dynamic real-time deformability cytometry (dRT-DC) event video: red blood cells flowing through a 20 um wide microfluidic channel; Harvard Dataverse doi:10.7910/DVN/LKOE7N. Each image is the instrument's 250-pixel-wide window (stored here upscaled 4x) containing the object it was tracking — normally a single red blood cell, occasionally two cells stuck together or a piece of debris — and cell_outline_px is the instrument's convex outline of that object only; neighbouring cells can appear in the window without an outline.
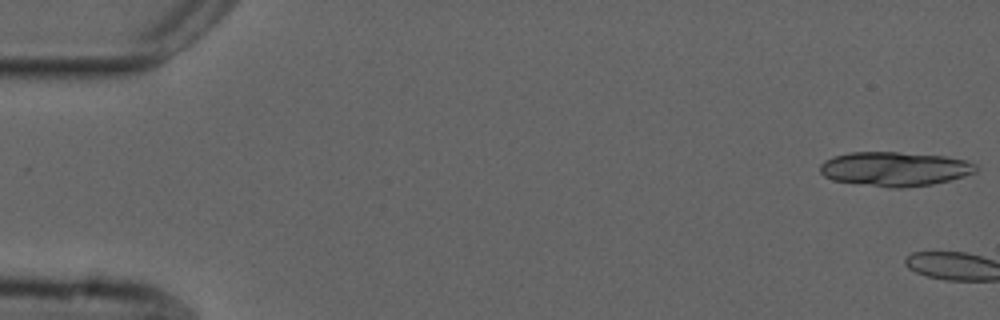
{"species": "common noctule bat (a hibernating species)", "species_latin": "Nyctalus noctula", "temperature_condition": "cold", "stored_images_in_passage": 3, "camera_frame_rate_fps": 3000, "um_per_image_px": 0.085, "animal": {"sex": "male", "forearm_length_mm": 52.5}, "frame": {"image": 1, "passage_image": 1, "time_ms": 0.0, "image_size_px": [1000, 320], "cell_outline_px": [[976, 172], [964, 176], [932, 184], [904, 188], [888, 188], [832, 180], [824, 176], [820, 172], [820, 164], [824, 160], [832, 156], [848, 152], [896, 152], [944, 156], [964, 160], [976, 164]], "centroid_in_image_um": [76.0, 14.36], "position_along_channel_um": 9.0, "area_um2": 31.21}}